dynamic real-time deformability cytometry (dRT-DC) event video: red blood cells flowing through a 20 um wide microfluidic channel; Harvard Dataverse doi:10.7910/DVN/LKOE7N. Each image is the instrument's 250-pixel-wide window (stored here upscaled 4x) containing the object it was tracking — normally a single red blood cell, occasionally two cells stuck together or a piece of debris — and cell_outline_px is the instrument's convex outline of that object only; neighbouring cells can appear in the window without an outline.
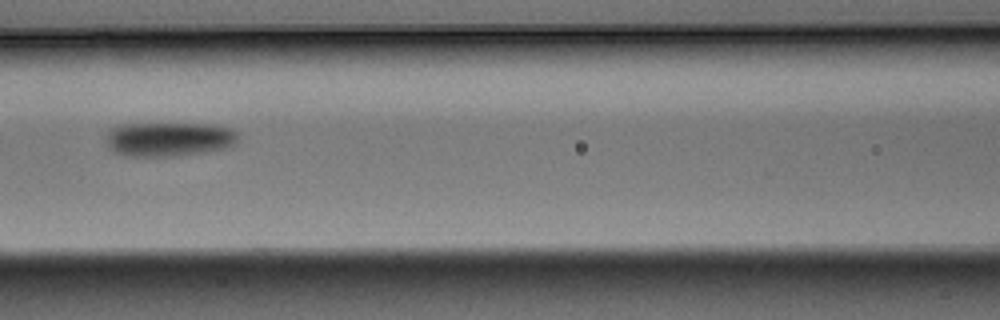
{"species": "Egyptian fruit bat (a non-hibernating species)", "species_latin": "Rousettus aegyptiacus", "temperature_condition": "warm", "stored_images_in_passage": 7, "camera_frame_rate_fps": 3000, "um_per_image_px": 0.085, "animal": {"sex": "male"}, "frame": {"image": 1, "passage_image": 6, "time_ms": 1.667, "image_size_px": [1000, 320], "cell_outline_px": [[236, 140], [228, 148], [204, 152], [172, 156], [132, 156], [116, 152], [108, 144], [108, 132], [112, 128], [124, 124], [212, 124], [228, 128], [236, 132]], "centroid_in_image_um": [14.38, 11.82], "position_along_channel_um": 152.2, "area_um2": 25.78}}
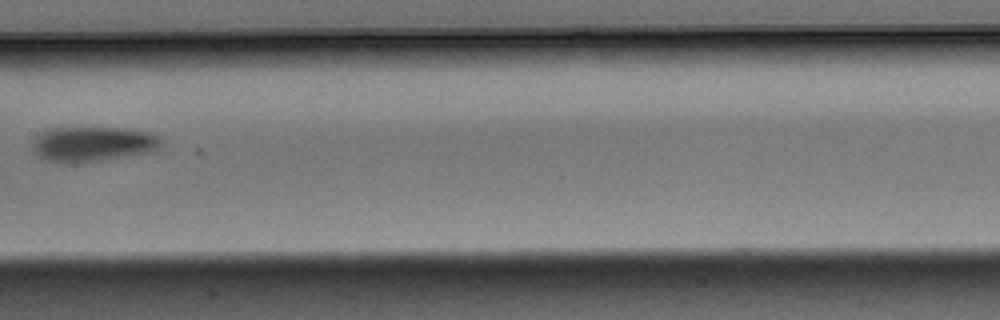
{"frame": {"image": 2, "passage_image": 7, "time_ms": 2.0, "image_size_px": [1000, 320], "cell_outline_px": [[160, 148], [148, 152], [76, 164], [68, 164], [48, 160], [40, 156], [36, 152], [32, 144], [36, 136], [52, 128], [128, 128], [148, 132], [156, 136], [160, 140]], "centroid_in_image_um": [7.88, 12.24], "position_along_channel_um": 199.5, "area_um2": 25.84}}